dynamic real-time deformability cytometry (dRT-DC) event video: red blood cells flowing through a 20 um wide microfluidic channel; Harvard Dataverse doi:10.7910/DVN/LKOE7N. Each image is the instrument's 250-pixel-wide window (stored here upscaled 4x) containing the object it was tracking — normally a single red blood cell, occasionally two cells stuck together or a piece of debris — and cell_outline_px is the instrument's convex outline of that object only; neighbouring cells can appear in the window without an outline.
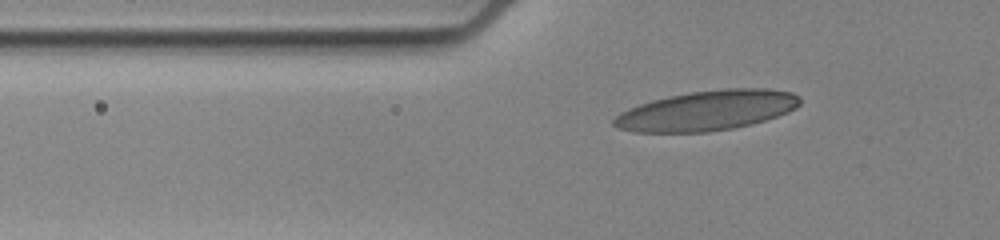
{"species": "human", "species_latin": "Homo sapiens", "temperature_condition": "cold", "stored_images_in_passage": 41, "camera_frame_rate_fps": 3000, "um_per_image_px": 0.085, "donor": {"sex": "female"}, "frame": {"image": 1, "passage_image": 3, "time_ms": 0.667, "image_size_px": [1000, 240], "cell_outline_px": [[800, 104], [796, 108], [788, 112], [752, 124], [732, 128], [708, 132], [636, 132], [616, 128], [612, 124], [612, 120], [620, 112], [628, 108], [652, 100], [692, 92], [724, 88], [768, 88], [792, 92], [800, 96]], "centroid_in_image_um": [60.1, 9.39], "position_along_channel_um": 65.7, "area_um2": 43.29}}
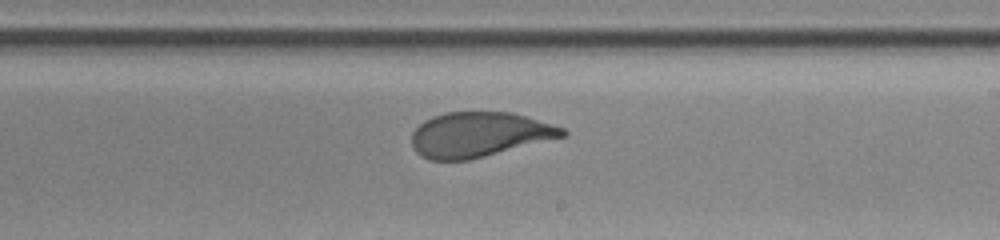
{"frame": {"image": 2, "passage_image": 20, "time_ms": 6.333, "image_size_px": [1000, 240], "cell_outline_px": [[568, 136], [468, 160], [428, 160], [420, 156], [412, 148], [412, 132], [424, 120], [432, 116], [444, 112], [512, 112], [552, 124], [564, 128], [568, 132]], "centroid_in_image_um": [40.72, 11.44], "position_along_channel_um": 248.3, "area_um2": 39.65}}
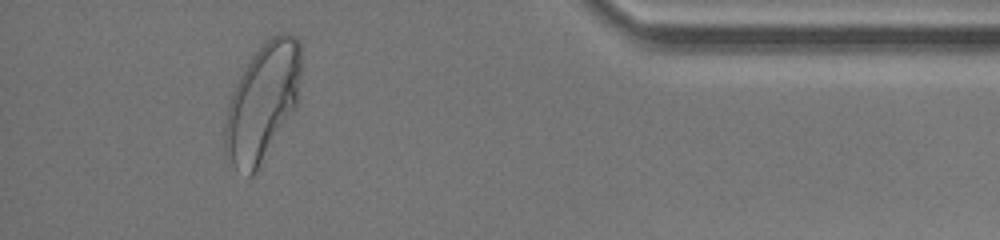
{"frame": {"image": 3, "passage_image": 37, "time_ms": 12.0, "image_size_px": [1000, 240], "cell_outline_px": [[300, 100], [260, 172], [252, 176], [248, 176], [228, 164], [224, 156], [224, 124], [228, 104], [236, 84], [244, 68], [252, 56], [264, 40], [280, 32], [284, 32], [296, 36], [300, 40]], "centroid_in_image_um": [22.32, 8.77], "position_along_channel_um": 412.9, "area_um2": 53.64}, "authors_computed_cell_mechanics": {"area_um2": 41.7316, "velocity_mm_per_s": 3.428, "shape_relaxation_time_tau1_ms": 3.7206, "shape_relaxation_time_tau2_ms": null, "deformation_change_tau1": 0.18, "deformation_change_tau2": null}}